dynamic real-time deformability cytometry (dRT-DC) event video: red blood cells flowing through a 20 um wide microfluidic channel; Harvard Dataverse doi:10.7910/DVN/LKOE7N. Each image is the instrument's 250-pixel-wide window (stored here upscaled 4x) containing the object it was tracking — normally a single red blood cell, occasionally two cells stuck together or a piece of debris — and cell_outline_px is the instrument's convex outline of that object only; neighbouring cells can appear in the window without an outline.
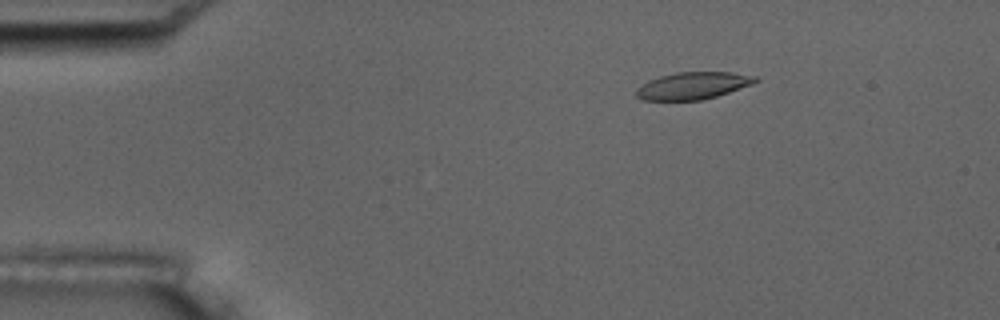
{"species": "common noctule bat (a hibernating species)", "species_latin": "Nyctalus noctula", "temperature_condition": "room temperature", "stored_images_in_passage": 9, "camera_frame_rate_fps": 3000, "um_per_image_px": 0.085, "animal": {"sex": "male", "body_mass_g": 17.5, "forearm_length_mm": 52.3}, "frame": {"image": 1, "passage_image": 3, "time_ms": 3.0, "image_size_px": [1000, 320], "cell_outline_px": [[760, 80], [752, 84], [716, 96], [700, 100], [644, 100], [636, 96], [636, 88], [648, 80], [660, 76], [676, 72], [732, 72], [756, 76]], "centroid_in_image_um": [58.89, 7.27], "position_along_channel_um": 26.1, "area_um2": 18.79}}
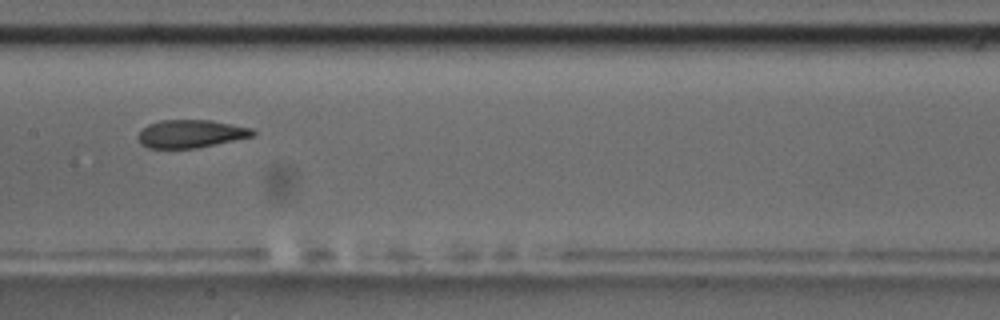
{"frame": {"image": 2, "passage_image": 8, "time_ms": 9.667, "image_size_px": [1000, 320], "cell_outline_px": [[256, 136], [196, 148], [148, 148], [140, 144], [136, 136], [148, 124], [160, 120], [212, 120], [252, 128], [256, 132]], "centroid_in_image_um": [16.23, 11.37], "position_along_channel_um": 191.2, "area_um2": 18.84}}